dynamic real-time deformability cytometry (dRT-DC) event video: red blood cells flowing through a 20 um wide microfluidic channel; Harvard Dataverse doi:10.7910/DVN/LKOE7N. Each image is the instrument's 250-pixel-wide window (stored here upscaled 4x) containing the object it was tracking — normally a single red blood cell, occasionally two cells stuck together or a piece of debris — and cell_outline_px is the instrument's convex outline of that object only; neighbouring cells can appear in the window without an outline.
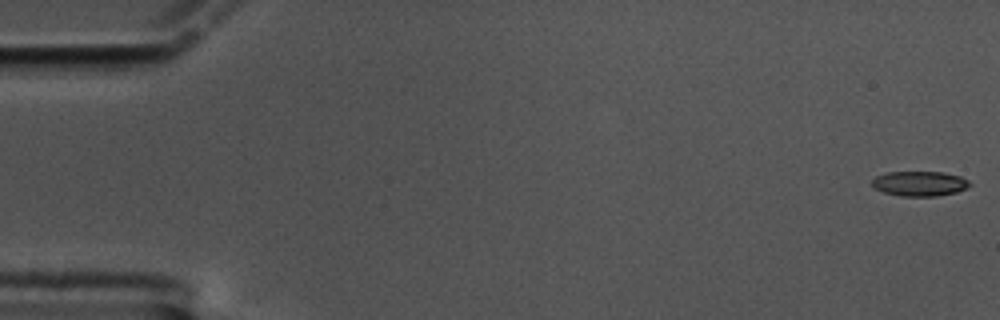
{"species": "common noctule bat (a hibernating species)", "species_latin": "Nyctalus noctula", "temperature_condition": "cold", "stored_images_in_passage": 59, "segment_of_instrument_passage": [1, 2], "camera_frame_rate_fps": 3000, "um_per_image_px": 0.085, "animal": {"sex": "male", "body_mass_g": 17.5, "forearm_length_mm": 52.3}, "frame": {"image": 1, "passage_image": 1, "time_ms": 0.0, "image_size_px": [1000, 320], "cell_outline_px": [[972, 184], [968, 188], [956, 192], [936, 196], [900, 196], [884, 192], [876, 188], [872, 184], [872, 180], [876, 176], [888, 172], [944, 172], [960, 176], [968, 180]], "centroid_in_image_um": [78.21, 15.6], "position_along_channel_um": 6.8, "area_um2": 14.16}}
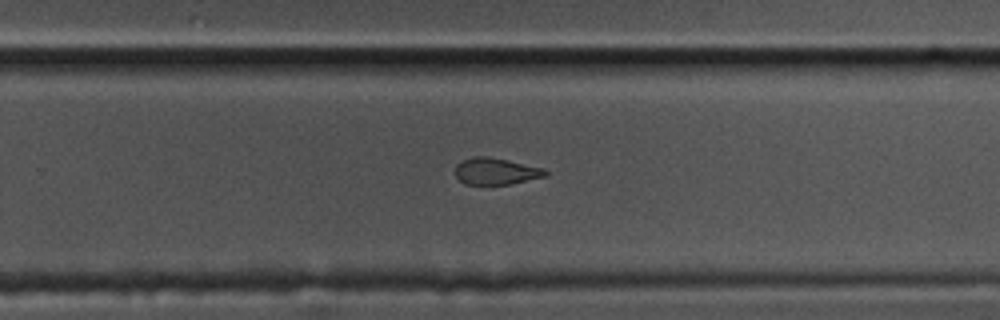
{"frame": {"image": 2, "passage_image": 39, "time_ms": 12.667, "image_size_px": [1000, 320], "cell_outline_px": [[548, 176], [512, 184], [464, 184], [456, 176], [456, 164], [472, 156], [488, 156], [508, 160], [544, 168], [548, 172]], "centroid_in_image_um": [42.19, 14.55], "position_along_channel_um": 287.6, "area_um2": 14.1}}
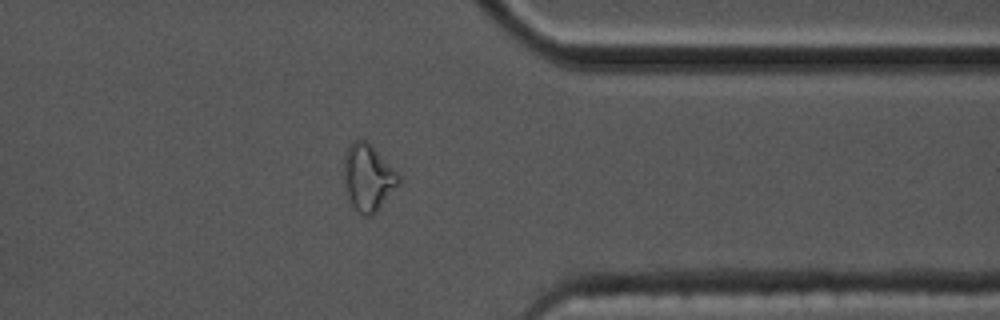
{"frame": {"image": 3, "passage_image": 48, "time_ms": 15.667, "image_size_px": [1000, 320], "cell_outline_px": [[400, 184], [376, 212], [372, 216], [364, 216], [356, 212], [344, 188], [344, 152], [352, 140], [360, 136], [400, 176]], "centroid_in_image_um": [31.24, 15.11], "position_along_channel_um": 380.2, "area_um2": 21.21}}